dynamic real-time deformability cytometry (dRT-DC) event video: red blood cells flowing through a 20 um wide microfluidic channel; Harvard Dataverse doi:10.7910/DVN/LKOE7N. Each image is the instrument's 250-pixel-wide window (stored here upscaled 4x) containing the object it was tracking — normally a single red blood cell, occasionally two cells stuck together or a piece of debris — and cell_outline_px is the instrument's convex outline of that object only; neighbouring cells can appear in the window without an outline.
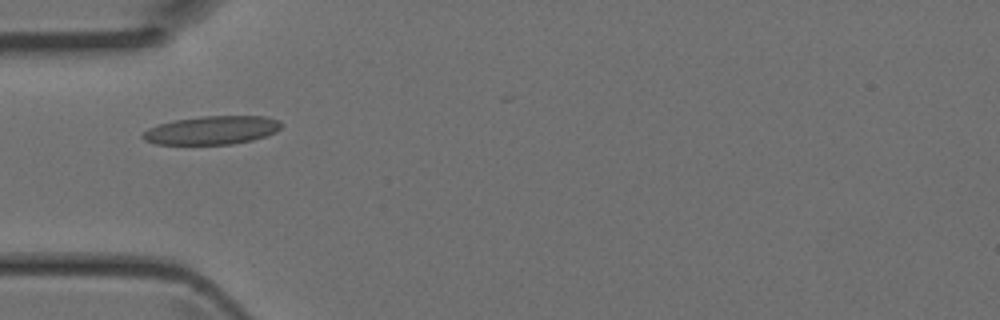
{"species": "Egyptian fruit bat (a non-hibernating species)", "species_latin": "Rousettus aegyptiacus", "temperature_condition": "room temperature", "stored_images_in_passage": 5, "camera_frame_rate_fps": 3000, "um_per_image_px": 0.085, "animal": {"sex": "female"}, "frame": {"image": 1, "passage_image": 4, "time_ms": 1.0, "image_size_px": [1000, 320], "cell_outline_px": [[280, 128], [276, 132], [252, 140], [232, 144], [156, 144], [144, 140], [140, 136], [148, 128], [160, 124], [176, 120], [204, 116], [264, 116], [280, 120]], "centroid_in_image_um": [18.01, 11.07], "position_along_channel_um": 67.0, "area_um2": 22.77}}